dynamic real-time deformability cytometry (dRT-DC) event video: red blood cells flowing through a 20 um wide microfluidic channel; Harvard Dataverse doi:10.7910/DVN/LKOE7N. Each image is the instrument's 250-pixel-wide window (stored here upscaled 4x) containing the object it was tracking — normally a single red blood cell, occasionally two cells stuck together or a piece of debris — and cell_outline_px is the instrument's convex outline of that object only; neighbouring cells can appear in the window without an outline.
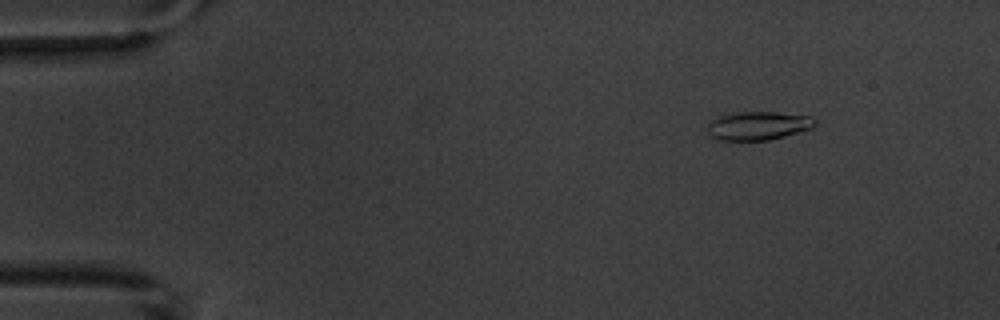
{"species": "common noctule bat (a hibernating species)", "species_latin": "Nyctalus noctula", "temperature_condition": "warm", "stored_images_in_passage": 7, "camera_frame_rate_fps": 3000, "um_per_image_px": 0.085, "animal": {"sex": "male", "body_mass_g": 20.1, "forearm_length_mm": 53.5}, "frame": {"image": 1, "passage_image": 2, "time_ms": 1.0, "image_size_px": [1000, 320], "cell_outline_px": [[816, 124], [812, 128], [784, 136], [768, 140], [720, 140], [708, 136], [708, 124], [712, 120], [720, 116], [740, 112], [776, 112], [812, 116], [816, 120]], "centroid_in_image_um": [64.46, 10.69], "position_along_channel_um": 20.5, "area_um2": 17.8}}
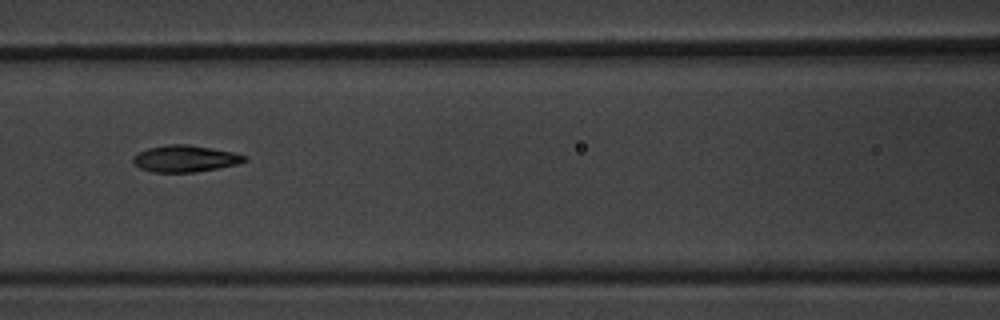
{"frame": {"image": 2, "passage_image": 7, "time_ms": 7.0, "image_size_px": [1000, 320], "cell_outline_px": [[248, 160], [236, 164], [196, 172], [152, 172], [140, 168], [132, 160], [132, 156], [148, 148], [168, 144], [188, 144], [232, 152], [248, 156]], "centroid_in_image_um": [15.73, 13.48], "position_along_channel_um": 150.9, "area_um2": 17.17}}